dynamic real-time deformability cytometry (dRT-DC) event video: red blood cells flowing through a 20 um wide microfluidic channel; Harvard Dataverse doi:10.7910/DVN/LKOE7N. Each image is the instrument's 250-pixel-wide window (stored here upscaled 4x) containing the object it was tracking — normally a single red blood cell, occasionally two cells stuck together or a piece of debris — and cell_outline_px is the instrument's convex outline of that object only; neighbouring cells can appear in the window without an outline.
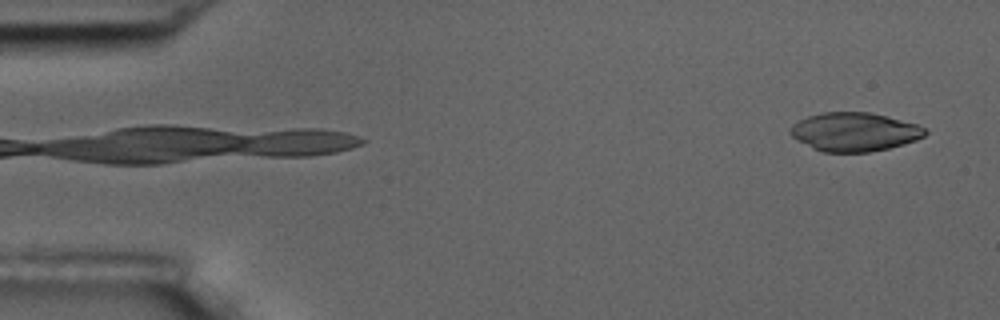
{"species": "common noctule bat (a hibernating species)", "species_latin": "Nyctalus noctula", "temperature_condition": "room temperature", "stored_images_in_passage": 4, "camera_frame_rate_fps": 3000, "um_per_image_px": 0.085, "animal": {"sex": "male", "body_mass_g": 17.5, "forearm_length_mm": 52.3}, "frame": {"image": 1, "passage_image": 4, "time_ms": 3.667, "image_size_px": [1000, 320], "cell_outline_px": [[928, 132], [924, 136], [916, 140], [904, 144], [888, 148], [868, 152], [824, 152], [812, 148], [796, 140], [788, 132], [792, 124], [808, 116], [824, 112], [868, 112], [888, 116], [916, 124], [924, 128]], "centroid_in_image_um": [72.61, 11.21], "position_along_channel_um": 12.4, "area_um2": 30.4}}